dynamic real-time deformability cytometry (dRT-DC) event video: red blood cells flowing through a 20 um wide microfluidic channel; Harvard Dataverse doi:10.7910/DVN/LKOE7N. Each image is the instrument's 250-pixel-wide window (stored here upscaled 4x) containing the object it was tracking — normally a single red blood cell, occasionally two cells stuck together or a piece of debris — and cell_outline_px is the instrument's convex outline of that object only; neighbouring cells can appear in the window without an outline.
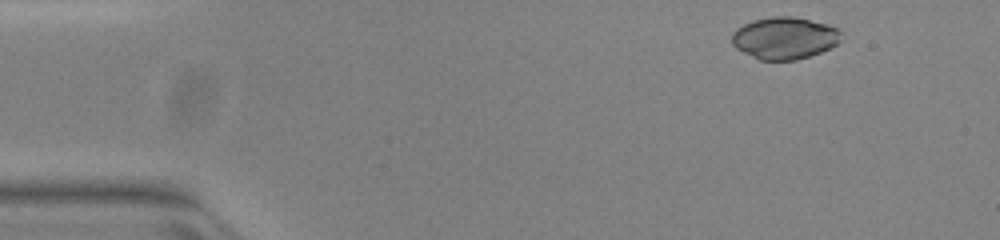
{"species": "common noctule bat (a hibernating species)", "species_latin": "Nyctalus noctula", "temperature_condition": "warm", "stored_images_in_passage": 47, "camera_frame_rate_fps": 3000, "um_per_image_px": 0.085, "animal": {"sex": "female", "body_mass_g": 23.0, "forearm_length_mm": 53.4}, "frame": {"image": 1, "passage_image": 1, "time_ms": 0.0, "image_size_px": [1000, 240], "cell_outline_px": [[840, 40], [836, 44], [820, 52], [796, 60], [760, 60], [736, 48], [732, 44], [732, 32], [736, 28], [752, 20], [772, 16], [792, 16], [824, 24], [836, 28], [840, 32]], "centroid_in_image_um": [66.63, 3.23], "position_along_channel_um": 18.4, "area_um2": 26.47}}
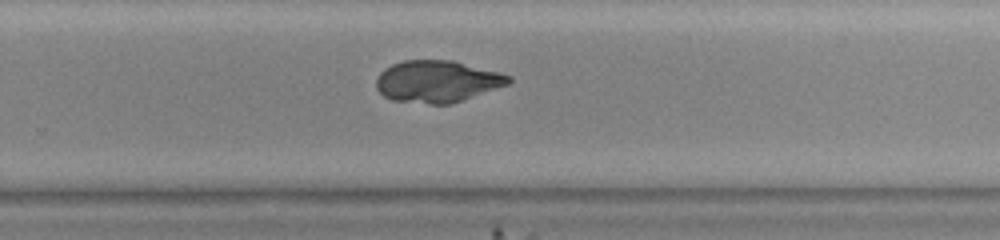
{"frame": {"image": 2, "passage_image": 29, "time_ms": 9.333, "image_size_px": [1000, 240], "cell_outline_px": [[512, 80], [508, 84], [452, 104], [432, 104], [392, 100], [384, 96], [376, 88], [376, 80], [380, 72], [384, 68], [392, 64], [404, 60], [456, 60], [500, 72], [512, 76]], "centroid_in_image_um": [37.17, 6.91], "position_along_channel_um": 292.6, "area_um2": 32.54}}
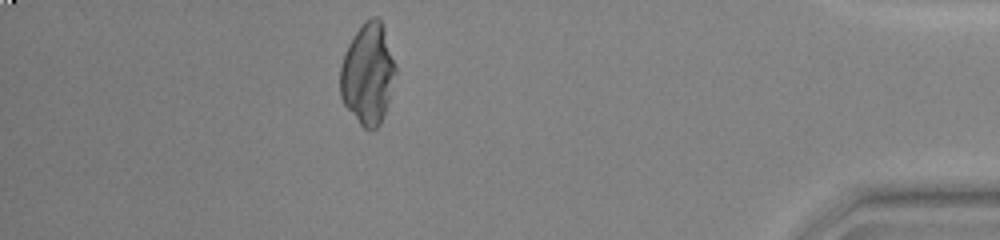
{"frame": {"image": 3, "passage_image": 41, "time_ms": 13.333, "image_size_px": [1000, 240], "cell_outline_px": [[396, 72], [388, 100], [380, 124], [376, 128], [364, 128], [360, 124], [344, 104], [340, 96], [340, 64], [348, 44], [364, 20], [372, 16], [380, 16], [396, 64]], "centroid_in_image_um": [31.26, 6.22], "position_along_channel_um": 403.9, "area_um2": 32.48}}